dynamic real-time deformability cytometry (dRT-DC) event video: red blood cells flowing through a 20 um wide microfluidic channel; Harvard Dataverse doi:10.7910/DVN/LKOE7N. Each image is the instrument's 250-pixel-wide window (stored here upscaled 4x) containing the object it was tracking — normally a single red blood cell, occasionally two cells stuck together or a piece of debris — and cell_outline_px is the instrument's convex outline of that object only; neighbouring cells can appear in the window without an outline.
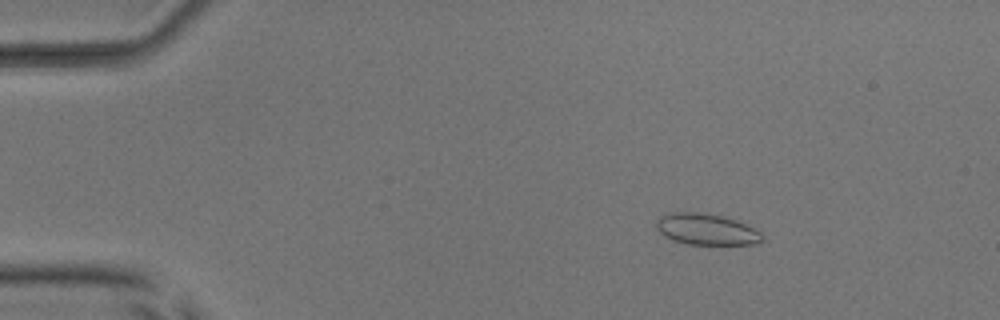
{"species": "common noctule bat (a hibernating species)", "species_latin": "Nyctalus noctula", "temperature_condition": "room temperature", "stored_images_in_passage": 53, "camera_frame_rate_fps": 3000, "um_per_image_px": 0.085, "animal": {"sex": "male", "body_mass_g": 17.9, "forearm_length_mm": 54.2}, "frame": {"image": 1, "passage_image": 9, "time_ms": 2.667, "image_size_px": [1000, 320], "cell_outline_px": [[764, 240], [756, 244], [688, 244], [672, 240], [664, 236], [656, 228], [656, 220], [660, 216], [672, 212], [696, 212], [724, 216], [736, 220], [760, 232], [764, 236]], "centroid_in_image_um": [60.02, 19.49], "position_along_channel_um": 25.0, "area_um2": 19.25}}
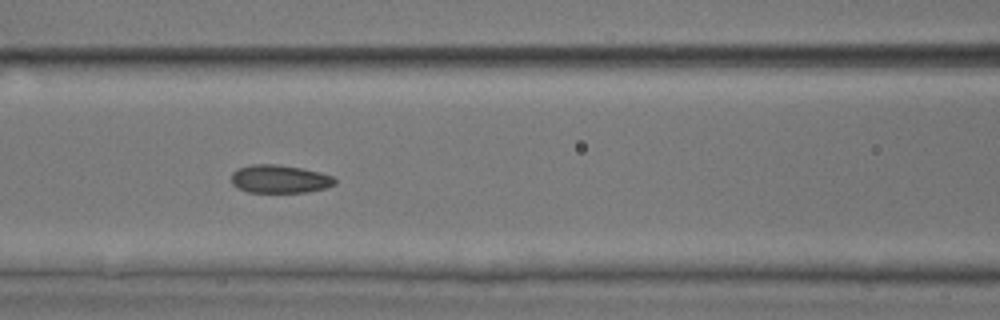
{"frame": {"image": 2, "passage_image": 24, "time_ms": 7.667, "image_size_px": [1000, 320], "cell_outline_px": [[336, 184], [324, 188], [308, 192], [248, 192], [232, 184], [232, 172], [236, 168], [252, 164], [276, 164], [300, 168], [320, 172], [332, 176], [336, 180]], "centroid_in_image_um": [23.76, 15.21], "position_along_channel_um": 142.8, "area_um2": 16.94}}
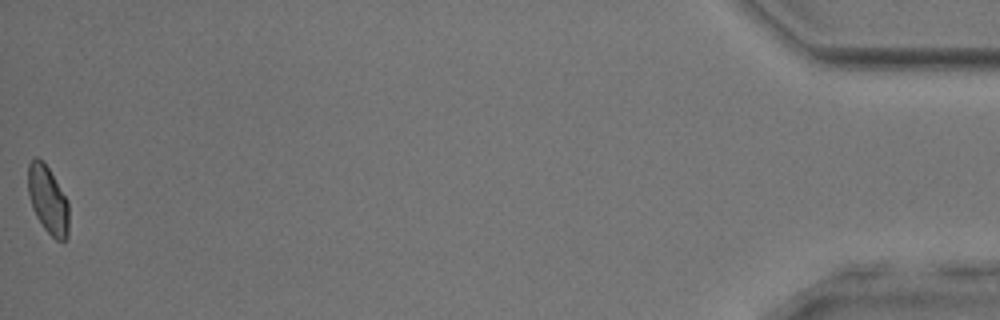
{"frame": {"image": 3, "passage_image": 53, "time_ms": 17.333, "image_size_px": [1000, 320], "cell_outline_px": [[68, 236], [64, 240], [56, 240], [44, 228], [36, 216], [32, 208], [28, 192], [28, 164], [36, 156], [44, 160], [68, 200]], "centroid_in_image_um": [4.07, 16.95], "position_along_channel_um": 431.1, "area_um2": 16.18}, "authors_computed_cell_mechanics": {"area_um2": 17.051, "velocity_mm_per_s": 3.9779, "shape_relaxation_time_tau1_ms": 2.9633, "shape_relaxation_time_tau2_ms": 1.2634, "deformation_change_tau1": 0.1034, "deformation_change_tau2": 0.0722}}